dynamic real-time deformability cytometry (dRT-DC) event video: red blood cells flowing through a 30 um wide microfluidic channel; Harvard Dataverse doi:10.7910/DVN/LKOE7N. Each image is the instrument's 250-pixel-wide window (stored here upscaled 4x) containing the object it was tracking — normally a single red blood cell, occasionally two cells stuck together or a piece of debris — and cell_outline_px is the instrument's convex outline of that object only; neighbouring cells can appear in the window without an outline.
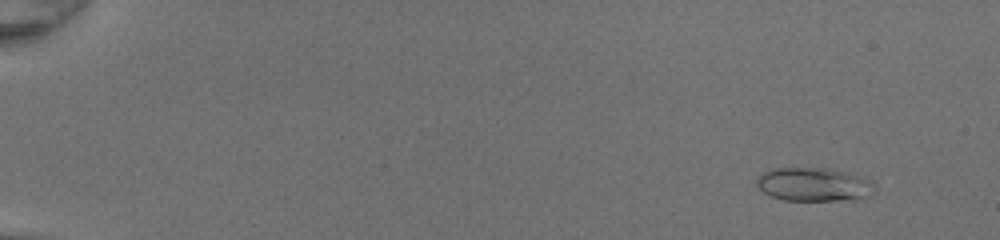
{"species": "common noctule bat (a hibernating species)", "species_latin": "Nyctalus noctula", "temperature_condition": "room temperature", "stored_images_in_passage": 51, "camera_frame_rate_fps": 3000, "um_per_image_px": 0.085, "animal": {"sex": "female", "body_mass_g": 20.0, "forearm_length_mm": 54.0}, "frame": {"image": 1, "passage_image": 5, "time_ms": 1.333, "image_size_px": [1000, 240], "cell_outline_px": [[872, 184], [864, 196], [856, 200], [784, 200], [772, 196], [764, 192], [756, 184], [756, 180], [760, 172], [772, 168], [828, 168], [844, 172], [872, 180]], "centroid_in_image_um": [69.06, 15.66], "position_along_channel_um": 15.9, "area_um2": 22.66}}
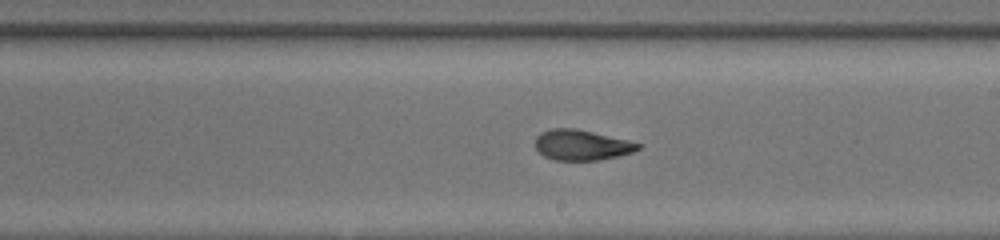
{"frame": {"image": 2, "passage_image": 32, "time_ms": 10.333, "image_size_px": [1000, 240], "cell_outline_px": [[640, 148], [632, 152], [600, 160], [556, 160], [544, 156], [536, 148], [536, 136], [540, 132], [552, 128], [576, 128], [628, 140], [640, 144]], "centroid_in_image_um": [49.42, 12.32], "position_along_channel_um": 239.6, "area_um2": 18.09}}
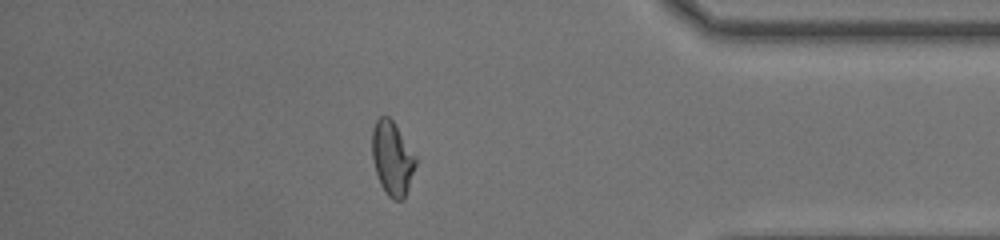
{"frame": {"image": 3, "passage_image": 45, "time_ms": 14.667, "image_size_px": [1000, 240], "cell_outline_px": [[416, 164], [404, 200], [392, 200], [384, 192], [380, 184], [372, 160], [372, 128], [376, 120], [380, 116], [388, 116], [392, 120], [416, 156]], "centroid_in_image_um": [33.32, 13.48], "position_along_channel_um": 401.9, "area_um2": 18.79}, "authors_computed_cell_mechanics": {"area_um2": 19.1896, "velocity_mm_per_s": 4.2854, "shape_relaxation_time_tau1_ms": null, "shape_relaxation_time_tau2_ms": 1.2297, "deformation_change_tau1": null, "deformation_change_tau2": 0.0752}}